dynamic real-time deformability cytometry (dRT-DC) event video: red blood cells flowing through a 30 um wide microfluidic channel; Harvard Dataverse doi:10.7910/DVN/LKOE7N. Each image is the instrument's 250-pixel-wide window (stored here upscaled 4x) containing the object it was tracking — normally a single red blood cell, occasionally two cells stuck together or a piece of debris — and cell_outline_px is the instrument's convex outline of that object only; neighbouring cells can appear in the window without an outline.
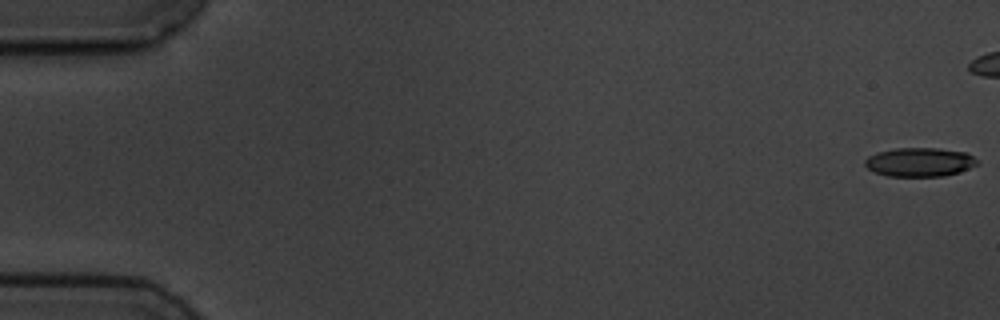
{"species": "common noctule bat (a hibernating species)", "species_latin": "Nyctalus noctula", "temperature_condition": "cold", "stored_images_in_passage": 6, "camera_frame_rate_fps": 3000, "um_per_image_px": 0.085, "animal": {"sex": "male", "body_mass_g": 19.5, "forearm_length_mm": 54.6}, "frame": {"image": 1, "passage_image": 1, "time_ms": 0.0, "image_size_px": [1000, 320], "cell_outline_px": [[980, 164], [960, 172], [944, 176], [888, 176], [876, 172], [868, 168], [864, 164], [864, 160], [868, 156], [876, 152], [896, 148], [940, 148], [968, 152], [980, 160]], "centroid_in_image_um": [78.24, 13.77], "position_along_channel_um": 6.8, "area_um2": 19.25}}